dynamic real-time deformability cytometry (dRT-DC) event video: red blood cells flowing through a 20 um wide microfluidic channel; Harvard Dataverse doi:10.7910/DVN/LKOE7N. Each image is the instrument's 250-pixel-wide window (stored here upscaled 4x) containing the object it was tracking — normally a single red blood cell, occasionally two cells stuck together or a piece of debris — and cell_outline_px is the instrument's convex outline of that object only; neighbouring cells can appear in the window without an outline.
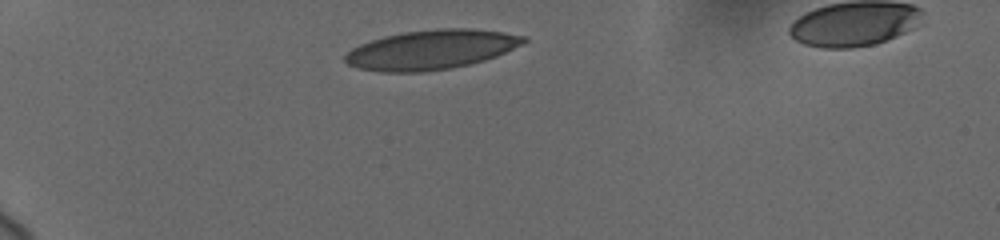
{"species": "human", "species_latin": "Homo sapiens", "temperature_condition": "cold", "stored_images_in_passage": 60, "camera_frame_rate_fps": 3000, "um_per_image_px": 0.085, "donor": {"sex": "female"}, "frame": {"image": 1, "passage_image": 1, "time_ms": 0.0, "image_size_px": [1000, 240], "cell_outline_px": [[528, 40], [524, 44], [496, 56], [484, 60], [452, 68], [424, 72], [380, 72], [356, 68], [348, 64], [344, 60], [344, 56], [352, 48], [360, 44], [384, 36], [404, 32], [436, 28], [472, 28], [500, 32], [524, 36]], "centroid_in_image_um": [36.64, 4.22], "position_along_channel_um": 48.4, "area_um2": 41.15}}
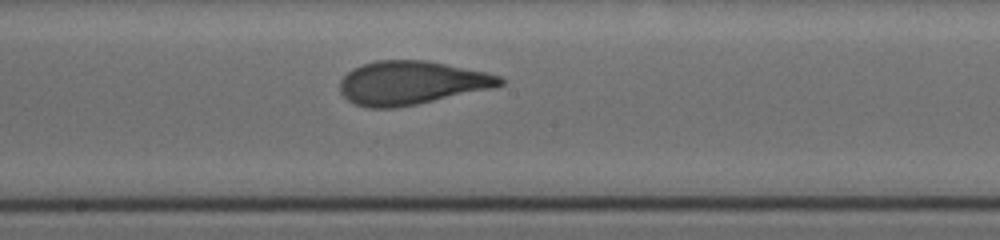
{"frame": {"image": 2, "passage_image": 41, "time_ms": 5.667, "image_size_px": [1000, 240], "cell_outline_px": [[504, 84], [492, 88], [416, 104], [396, 108], [368, 108], [356, 104], [348, 100], [340, 92], [340, 80], [352, 68], [376, 60], [424, 60], [484, 72], [500, 76], [504, 80]], "centroid_in_image_um": [34.93, 7.04], "position_along_channel_um": 213.3, "area_um2": 40.23}}
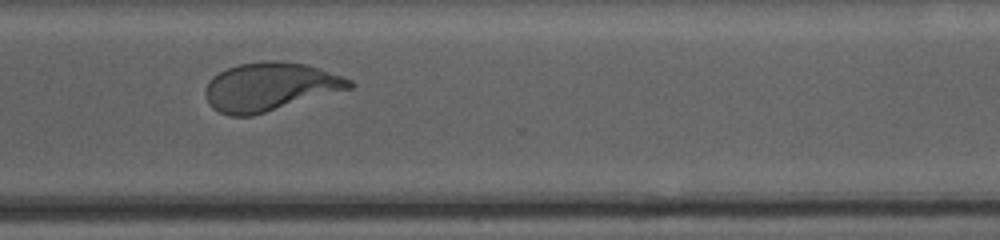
{"frame": {"image": 3, "passage_image": 59, "time_ms": 9.333, "image_size_px": [1000, 240], "cell_outline_px": [[356, 84], [352, 88], [252, 116], [228, 116], [212, 108], [208, 104], [204, 96], [204, 88], [208, 80], [212, 76], [228, 68], [240, 64], [264, 60], [276, 60], [308, 64], [320, 68], [352, 80]], "centroid_in_image_um": [22.92, 7.37], "position_along_channel_um": 347.7, "area_um2": 40.98}}